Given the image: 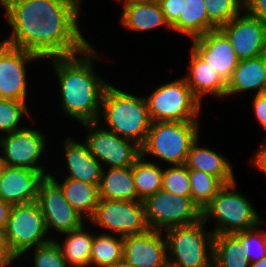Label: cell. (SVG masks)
<instances>
[{
	"label": "cell",
	"instance_id": "cell-1",
	"mask_svg": "<svg viewBox=\"0 0 266 267\" xmlns=\"http://www.w3.org/2000/svg\"><path fill=\"white\" fill-rule=\"evenodd\" d=\"M95 45L90 43L74 55L44 60V63L49 62L48 69L52 68L53 78H56V90H59L55 91L58 97H54L60 106L59 114L67 120L71 118V122L76 121L77 125L98 121L102 98L110 84L95 67L102 58L105 61L103 52L98 51Z\"/></svg>",
	"mask_w": 266,
	"mask_h": 267
},
{
	"label": "cell",
	"instance_id": "cell-2",
	"mask_svg": "<svg viewBox=\"0 0 266 267\" xmlns=\"http://www.w3.org/2000/svg\"><path fill=\"white\" fill-rule=\"evenodd\" d=\"M119 86L112 82L107 86L97 122L142 147L152 124L145 96L143 91L136 94V91L126 90V86L125 89Z\"/></svg>",
	"mask_w": 266,
	"mask_h": 267
},
{
	"label": "cell",
	"instance_id": "cell-3",
	"mask_svg": "<svg viewBox=\"0 0 266 267\" xmlns=\"http://www.w3.org/2000/svg\"><path fill=\"white\" fill-rule=\"evenodd\" d=\"M83 13H49L34 27L33 53L43 60L70 56L83 51L91 42L85 36ZM81 25V26H80Z\"/></svg>",
	"mask_w": 266,
	"mask_h": 267
},
{
	"label": "cell",
	"instance_id": "cell-4",
	"mask_svg": "<svg viewBox=\"0 0 266 267\" xmlns=\"http://www.w3.org/2000/svg\"><path fill=\"white\" fill-rule=\"evenodd\" d=\"M238 184L236 180L224 185L202 210V219L207 226L211 223L208 227L214 235L243 232L256 227L265 219L252 199L239 191Z\"/></svg>",
	"mask_w": 266,
	"mask_h": 267
},
{
	"label": "cell",
	"instance_id": "cell-5",
	"mask_svg": "<svg viewBox=\"0 0 266 267\" xmlns=\"http://www.w3.org/2000/svg\"><path fill=\"white\" fill-rule=\"evenodd\" d=\"M202 122H152L141 155L162 166L185 164L192 144L202 134Z\"/></svg>",
	"mask_w": 266,
	"mask_h": 267
},
{
	"label": "cell",
	"instance_id": "cell-6",
	"mask_svg": "<svg viewBox=\"0 0 266 267\" xmlns=\"http://www.w3.org/2000/svg\"><path fill=\"white\" fill-rule=\"evenodd\" d=\"M11 32L2 41L33 53L34 27L49 13H83L69 0H0Z\"/></svg>",
	"mask_w": 266,
	"mask_h": 267
},
{
	"label": "cell",
	"instance_id": "cell-7",
	"mask_svg": "<svg viewBox=\"0 0 266 267\" xmlns=\"http://www.w3.org/2000/svg\"><path fill=\"white\" fill-rule=\"evenodd\" d=\"M173 78L158 82L154 90L143 93L152 122L201 121L204 103L193 94L182 76Z\"/></svg>",
	"mask_w": 266,
	"mask_h": 267
},
{
	"label": "cell",
	"instance_id": "cell-8",
	"mask_svg": "<svg viewBox=\"0 0 266 267\" xmlns=\"http://www.w3.org/2000/svg\"><path fill=\"white\" fill-rule=\"evenodd\" d=\"M168 265L171 267H213L214 234L203 219L198 222L168 228Z\"/></svg>",
	"mask_w": 266,
	"mask_h": 267
},
{
	"label": "cell",
	"instance_id": "cell-9",
	"mask_svg": "<svg viewBox=\"0 0 266 267\" xmlns=\"http://www.w3.org/2000/svg\"><path fill=\"white\" fill-rule=\"evenodd\" d=\"M36 121L33 119L24 128L0 136V152L8 166L28 168L46 177L49 176L51 167H55L46 166L50 157L47 155L51 149L49 146H53L49 144L50 137L46 135L45 129L37 128Z\"/></svg>",
	"mask_w": 266,
	"mask_h": 267
},
{
	"label": "cell",
	"instance_id": "cell-10",
	"mask_svg": "<svg viewBox=\"0 0 266 267\" xmlns=\"http://www.w3.org/2000/svg\"><path fill=\"white\" fill-rule=\"evenodd\" d=\"M2 235L18 260L27 251L51 240L37 201L13 205Z\"/></svg>",
	"mask_w": 266,
	"mask_h": 267
},
{
	"label": "cell",
	"instance_id": "cell-11",
	"mask_svg": "<svg viewBox=\"0 0 266 267\" xmlns=\"http://www.w3.org/2000/svg\"><path fill=\"white\" fill-rule=\"evenodd\" d=\"M43 62L38 55L0 40V99L30 102L33 84L28 72L33 64L38 67Z\"/></svg>",
	"mask_w": 266,
	"mask_h": 267
},
{
	"label": "cell",
	"instance_id": "cell-12",
	"mask_svg": "<svg viewBox=\"0 0 266 267\" xmlns=\"http://www.w3.org/2000/svg\"><path fill=\"white\" fill-rule=\"evenodd\" d=\"M88 222L97 232L122 237L149 230L143 201L99 199Z\"/></svg>",
	"mask_w": 266,
	"mask_h": 267
},
{
	"label": "cell",
	"instance_id": "cell-13",
	"mask_svg": "<svg viewBox=\"0 0 266 267\" xmlns=\"http://www.w3.org/2000/svg\"><path fill=\"white\" fill-rule=\"evenodd\" d=\"M84 130L83 140L90 154L98 160L103 169L132 167L141 156V147L135 142L121 138L100 123L87 122L79 125ZM85 128V129H84Z\"/></svg>",
	"mask_w": 266,
	"mask_h": 267
},
{
	"label": "cell",
	"instance_id": "cell-14",
	"mask_svg": "<svg viewBox=\"0 0 266 267\" xmlns=\"http://www.w3.org/2000/svg\"><path fill=\"white\" fill-rule=\"evenodd\" d=\"M143 204L148 227L152 230L165 231L202 219V210L192 197L175 195L164 189L147 197Z\"/></svg>",
	"mask_w": 266,
	"mask_h": 267
},
{
	"label": "cell",
	"instance_id": "cell-15",
	"mask_svg": "<svg viewBox=\"0 0 266 267\" xmlns=\"http://www.w3.org/2000/svg\"><path fill=\"white\" fill-rule=\"evenodd\" d=\"M37 203L51 239L79 229L88 222L66 201L60 186L50 176L39 183Z\"/></svg>",
	"mask_w": 266,
	"mask_h": 267
},
{
	"label": "cell",
	"instance_id": "cell-16",
	"mask_svg": "<svg viewBox=\"0 0 266 267\" xmlns=\"http://www.w3.org/2000/svg\"><path fill=\"white\" fill-rule=\"evenodd\" d=\"M72 134L73 136L70 135L65 137L64 135L62 139L63 143H60L62 146L59 148L62 149V152H59V154L62 153L61 155L63 156V161L60 159L61 156L58 159L60 161H55L61 166L57 164L56 168L52 167L49 176L51 178L80 180L82 182L99 186L103 171L101 163L90 154L88 145L82 139V136L80 138L75 136L74 138L75 134ZM59 162H61V164Z\"/></svg>",
	"mask_w": 266,
	"mask_h": 267
},
{
	"label": "cell",
	"instance_id": "cell-17",
	"mask_svg": "<svg viewBox=\"0 0 266 267\" xmlns=\"http://www.w3.org/2000/svg\"><path fill=\"white\" fill-rule=\"evenodd\" d=\"M158 2L165 21L175 36L180 34V37L185 36L187 40H192L218 29L209 20L204 0H159Z\"/></svg>",
	"mask_w": 266,
	"mask_h": 267
},
{
	"label": "cell",
	"instance_id": "cell-18",
	"mask_svg": "<svg viewBox=\"0 0 266 267\" xmlns=\"http://www.w3.org/2000/svg\"><path fill=\"white\" fill-rule=\"evenodd\" d=\"M229 39L239 60L263 55L266 24L245 10L219 28Z\"/></svg>",
	"mask_w": 266,
	"mask_h": 267
},
{
	"label": "cell",
	"instance_id": "cell-19",
	"mask_svg": "<svg viewBox=\"0 0 266 267\" xmlns=\"http://www.w3.org/2000/svg\"><path fill=\"white\" fill-rule=\"evenodd\" d=\"M123 258L134 267H166L167 240L164 231L149 229L123 237Z\"/></svg>",
	"mask_w": 266,
	"mask_h": 267
},
{
	"label": "cell",
	"instance_id": "cell-20",
	"mask_svg": "<svg viewBox=\"0 0 266 267\" xmlns=\"http://www.w3.org/2000/svg\"><path fill=\"white\" fill-rule=\"evenodd\" d=\"M189 41L190 47L227 83L239 62L227 36L214 29Z\"/></svg>",
	"mask_w": 266,
	"mask_h": 267
},
{
	"label": "cell",
	"instance_id": "cell-21",
	"mask_svg": "<svg viewBox=\"0 0 266 267\" xmlns=\"http://www.w3.org/2000/svg\"><path fill=\"white\" fill-rule=\"evenodd\" d=\"M188 49V64L186 62L184 64L186 65L185 70L187 69L186 75H181H183L182 77L185 79L193 94L201 103H203L208 96H213L212 99H221V101L224 102V100H226L227 83L190 46Z\"/></svg>",
	"mask_w": 266,
	"mask_h": 267
},
{
	"label": "cell",
	"instance_id": "cell-22",
	"mask_svg": "<svg viewBox=\"0 0 266 267\" xmlns=\"http://www.w3.org/2000/svg\"><path fill=\"white\" fill-rule=\"evenodd\" d=\"M43 178L38 171L7 165L0 178V198L12 206L37 201Z\"/></svg>",
	"mask_w": 266,
	"mask_h": 267
},
{
	"label": "cell",
	"instance_id": "cell-23",
	"mask_svg": "<svg viewBox=\"0 0 266 267\" xmlns=\"http://www.w3.org/2000/svg\"><path fill=\"white\" fill-rule=\"evenodd\" d=\"M122 6V8H121ZM122 13H119L118 23L120 27L127 31L145 34L159 28L166 32H171V28L166 23L163 12L158 1L153 2H133L124 1L120 3Z\"/></svg>",
	"mask_w": 266,
	"mask_h": 267
},
{
	"label": "cell",
	"instance_id": "cell-24",
	"mask_svg": "<svg viewBox=\"0 0 266 267\" xmlns=\"http://www.w3.org/2000/svg\"><path fill=\"white\" fill-rule=\"evenodd\" d=\"M202 135L192 144L189 150L186 167L188 170H198L218 178L224 185L231 184L237 180L233 168V161L221 150L217 151L203 144ZM202 140V141H200ZM202 143V144H201Z\"/></svg>",
	"mask_w": 266,
	"mask_h": 267
},
{
	"label": "cell",
	"instance_id": "cell-25",
	"mask_svg": "<svg viewBox=\"0 0 266 267\" xmlns=\"http://www.w3.org/2000/svg\"><path fill=\"white\" fill-rule=\"evenodd\" d=\"M245 93H266V61L263 55L239 60L227 82L226 100H230L231 97L241 98L240 95L243 96Z\"/></svg>",
	"mask_w": 266,
	"mask_h": 267
},
{
	"label": "cell",
	"instance_id": "cell-26",
	"mask_svg": "<svg viewBox=\"0 0 266 267\" xmlns=\"http://www.w3.org/2000/svg\"><path fill=\"white\" fill-rule=\"evenodd\" d=\"M92 228V229H91ZM94 227L86 222L81 228L59 235V244L68 267H90Z\"/></svg>",
	"mask_w": 266,
	"mask_h": 267
},
{
	"label": "cell",
	"instance_id": "cell-27",
	"mask_svg": "<svg viewBox=\"0 0 266 267\" xmlns=\"http://www.w3.org/2000/svg\"><path fill=\"white\" fill-rule=\"evenodd\" d=\"M61 188L66 201L87 221L99 202L98 185L69 178H52Z\"/></svg>",
	"mask_w": 266,
	"mask_h": 267
},
{
	"label": "cell",
	"instance_id": "cell-28",
	"mask_svg": "<svg viewBox=\"0 0 266 267\" xmlns=\"http://www.w3.org/2000/svg\"><path fill=\"white\" fill-rule=\"evenodd\" d=\"M99 199L138 201L132 167L103 169Z\"/></svg>",
	"mask_w": 266,
	"mask_h": 267
},
{
	"label": "cell",
	"instance_id": "cell-29",
	"mask_svg": "<svg viewBox=\"0 0 266 267\" xmlns=\"http://www.w3.org/2000/svg\"><path fill=\"white\" fill-rule=\"evenodd\" d=\"M246 248L234 234H215L213 267H249Z\"/></svg>",
	"mask_w": 266,
	"mask_h": 267
},
{
	"label": "cell",
	"instance_id": "cell-30",
	"mask_svg": "<svg viewBox=\"0 0 266 267\" xmlns=\"http://www.w3.org/2000/svg\"><path fill=\"white\" fill-rule=\"evenodd\" d=\"M164 166L145 159L142 155L132 166L138 201H144L162 189Z\"/></svg>",
	"mask_w": 266,
	"mask_h": 267
},
{
	"label": "cell",
	"instance_id": "cell-31",
	"mask_svg": "<svg viewBox=\"0 0 266 267\" xmlns=\"http://www.w3.org/2000/svg\"><path fill=\"white\" fill-rule=\"evenodd\" d=\"M123 237L104 234L94 229L90 267H108L123 259Z\"/></svg>",
	"mask_w": 266,
	"mask_h": 267
},
{
	"label": "cell",
	"instance_id": "cell-32",
	"mask_svg": "<svg viewBox=\"0 0 266 267\" xmlns=\"http://www.w3.org/2000/svg\"><path fill=\"white\" fill-rule=\"evenodd\" d=\"M28 104L30 103L0 99V136L20 130L36 118L31 110L33 106Z\"/></svg>",
	"mask_w": 266,
	"mask_h": 267
},
{
	"label": "cell",
	"instance_id": "cell-33",
	"mask_svg": "<svg viewBox=\"0 0 266 267\" xmlns=\"http://www.w3.org/2000/svg\"><path fill=\"white\" fill-rule=\"evenodd\" d=\"M23 261L25 264H23ZM18 263H20V265L27 264L26 266L21 267H68L62 250L55 239H51L48 243L39 245L34 249L27 251L21 258H19Z\"/></svg>",
	"mask_w": 266,
	"mask_h": 267
},
{
	"label": "cell",
	"instance_id": "cell-34",
	"mask_svg": "<svg viewBox=\"0 0 266 267\" xmlns=\"http://www.w3.org/2000/svg\"><path fill=\"white\" fill-rule=\"evenodd\" d=\"M191 197L201 210L216 196L224 184L208 173L189 170Z\"/></svg>",
	"mask_w": 266,
	"mask_h": 267
},
{
	"label": "cell",
	"instance_id": "cell-35",
	"mask_svg": "<svg viewBox=\"0 0 266 267\" xmlns=\"http://www.w3.org/2000/svg\"><path fill=\"white\" fill-rule=\"evenodd\" d=\"M266 218L256 227L237 232L234 235L242 242L246 248V255L249 262H257L266 256Z\"/></svg>",
	"mask_w": 266,
	"mask_h": 267
},
{
	"label": "cell",
	"instance_id": "cell-36",
	"mask_svg": "<svg viewBox=\"0 0 266 267\" xmlns=\"http://www.w3.org/2000/svg\"><path fill=\"white\" fill-rule=\"evenodd\" d=\"M209 20L219 29L244 11V0H204Z\"/></svg>",
	"mask_w": 266,
	"mask_h": 267
},
{
	"label": "cell",
	"instance_id": "cell-37",
	"mask_svg": "<svg viewBox=\"0 0 266 267\" xmlns=\"http://www.w3.org/2000/svg\"><path fill=\"white\" fill-rule=\"evenodd\" d=\"M162 189L175 195L191 197L189 170L185 164L164 166Z\"/></svg>",
	"mask_w": 266,
	"mask_h": 267
},
{
	"label": "cell",
	"instance_id": "cell-38",
	"mask_svg": "<svg viewBox=\"0 0 266 267\" xmlns=\"http://www.w3.org/2000/svg\"><path fill=\"white\" fill-rule=\"evenodd\" d=\"M251 106L253 120L256 121V125H259V128H262L264 134L266 133V93H260L251 95ZM255 118V119H254ZM266 138V134L265 137Z\"/></svg>",
	"mask_w": 266,
	"mask_h": 267
},
{
	"label": "cell",
	"instance_id": "cell-39",
	"mask_svg": "<svg viewBox=\"0 0 266 267\" xmlns=\"http://www.w3.org/2000/svg\"><path fill=\"white\" fill-rule=\"evenodd\" d=\"M250 154V160L247 162L248 165L250 164V167L255 168V170L263 173L266 177V138H263L262 143H259L258 147Z\"/></svg>",
	"mask_w": 266,
	"mask_h": 267
},
{
	"label": "cell",
	"instance_id": "cell-40",
	"mask_svg": "<svg viewBox=\"0 0 266 267\" xmlns=\"http://www.w3.org/2000/svg\"><path fill=\"white\" fill-rule=\"evenodd\" d=\"M244 10L266 24V0H244Z\"/></svg>",
	"mask_w": 266,
	"mask_h": 267
},
{
	"label": "cell",
	"instance_id": "cell-41",
	"mask_svg": "<svg viewBox=\"0 0 266 267\" xmlns=\"http://www.w3.org/2000/svg\"><path fill=\"white\" fill-rule=\"evenodd\" d=\"M17 264L18 259L11 253L3 235L0 233V267H17Z\"/></svg>",
	"mask_w": 266,
	"mask_h": 267
},
{
	"label": "cell",
	"instance_id": "cell-42",
	"mask_svg": "<svg viewBox=\"0 0 266 267\" xmlns=\"http://www.w3.org/2000/svg\"><path fill=\"white\" fill-rule=\"evenodd\" d=\"M12 205L0 198V233L3 234L10 215Z\"/></svg>",
	"mask_w": 266,
	"mask_h": 267
},
{
	"label": "cell",
	"instance_id": "cell-43",
	"mask_svg": "<svg viewBox=\"0 0 266 267\" xmlns=\"http://www.w3.org/2000/svg\"><path fill=\"white\" fill-rule=\"evenodd\" d=\"M108 267H134L133 265L129 264L124 258L119 260Z\"/></svg>",
	"mask_w": 266,
	"mask_h": 267
},
{
	"label": "cell",
	"instance_id": "cell-44",
	"mask_svg": "<svg viewBox=\"0 0 266 267\" xmlns=\"http://www.w3.org/2000/svg\"><path fill=\"white\" fill-rule=\"evenodd\" d=\"M249 267H266V256L257 262H251Z\"/></svg>",
	"mask_w": 266,
	"mask_h": 267
},
{
	"label": "cell",
	"instance_id": "cell-45",
	"mask_svg": "<svg viewBox=\"0 0 266 267\" xmlns=\"http://www.w3.org/2000/svg\"><path fill=\"white\" fill-rule=\"evenodd\" d=\"M6 167H7V164H6L2 154L0 152V178L3 175L4 170H5Z\"/></svg>",
	"mask_w": 266,
	"mask_h": 267
},
{
	"label": "cell",
	"instance_id": "cell-46",
	"mask_svg": "<svg viewBox=\"0 0 266 267\" xmlns=\"http://www.w3.org/2000/svg\"><path fill=\"white\" fill-rule=\"evenodd\" d=\"M69 1H71V2H73L82 12H83V14H85L84 13V11H83V2H85V0H69Z\"/></svg>",
	"mask_w": 266,
	"mask_h": 267
},
{
	"label": "cell",
	"instance_id": "cell-47",
	"mask_svg": "<svg viewBox=\"0 0 266 267\" xmlns=\"http://www.w3.org/2000/svg\"><path fill=\"white\" fill-rule=\"evenodd\" d=\"M125 1H133V2H153V1H159V0H125Z\"/></svg>",
	"mask_w": 266,
	"mask_h": 267
},
{
	"label": "cell",
	"instance_id": "cell-48",
	"mask_svg": "<svg viewBox=\"0 0 266 267\" xmlns=\"http://www.w3.org/2000/svg\"><path fill=\"white\" fill-rule=\"evenodd\" d=\"M263 57H264V59H265V61H266V46H265V48H264V50H263Z\"/></svg>",
	"mask_w": 266,
	"mask_h": 267
},
{
	"label": "cell",
	"instance_id": "cell-49",
	"mask_svg": "<svg viewBox=\"0 0 266 267\" xmlns=\"http://www.w3.org/2000/svg\"><path fill=\"white\" fill-rule=\"evenodd\" d=\"M116 2V4L118 3V5L120 4V3H122V2H124L125 0H113V2Z\"/></svg>",
	"mask_w": 266,
	"mask_h": 267
}]
</instances>
